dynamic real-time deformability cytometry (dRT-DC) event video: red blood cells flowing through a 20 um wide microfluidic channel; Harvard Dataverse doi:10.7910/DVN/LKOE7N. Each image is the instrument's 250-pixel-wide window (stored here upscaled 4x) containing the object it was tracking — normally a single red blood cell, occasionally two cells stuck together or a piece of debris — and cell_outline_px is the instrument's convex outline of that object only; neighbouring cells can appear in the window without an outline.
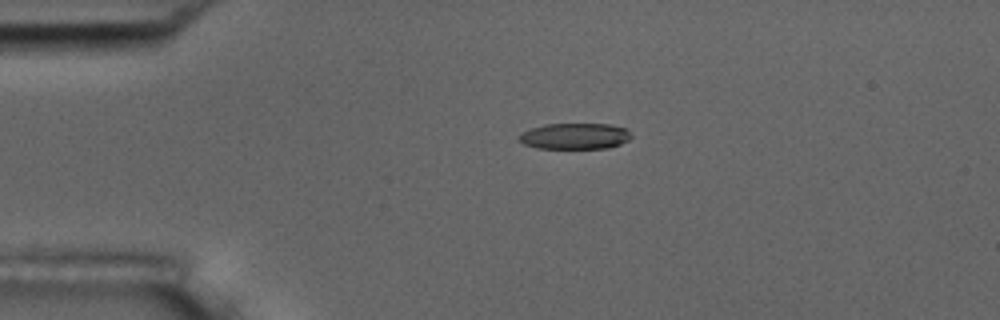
{"species": "common noctule bat (a hibernating species)", "species_latin": "Nyctalus noctula", "temperature_condition": "room temperature", "stored_images_in_passage": 2, "camera_frame_rate_fps": 3000, "um_per_image_px": 0.085, "animal": {"sex": "male", "body_mass_g": 17.5, "forearm_length_mm": 52.3}, "frame": {"image": 1, "passage_image": 2, "time_ms": 2.667, "image_size_px": [1000, 320], "cell_outline_px": [[632, 136], [628, 140], [620, 144], [608, 148], [536, 148], [524, 144], [520, 140], [520, 136], [524, 132], [532, 128], [544, 124], [608, 124], [628, 128]], "centroid_in_image_um": [48.92, 11.57], "position_along_channel_um": 36.1, "area_um2": 16.94}}